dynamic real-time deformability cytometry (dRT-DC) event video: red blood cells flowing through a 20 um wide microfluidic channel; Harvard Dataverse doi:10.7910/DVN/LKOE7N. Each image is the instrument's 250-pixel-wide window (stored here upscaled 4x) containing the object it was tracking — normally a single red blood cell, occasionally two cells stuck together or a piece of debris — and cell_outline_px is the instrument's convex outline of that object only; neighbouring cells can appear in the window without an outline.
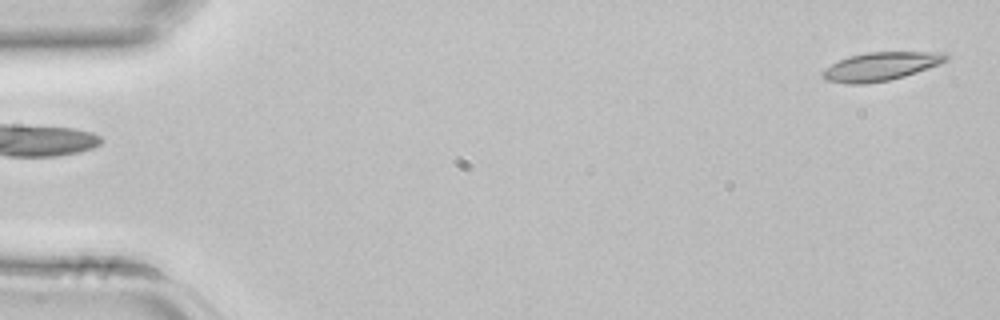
{"species": "common noctule bat (a hibernating species)", "species_latin": "Nyctalus noctula", "temperature_condition": "room temperature", "stored_images_in_passage": 3, "camera_frame_rate_fps": 3000, "um_per_image_px": 0.085, "animal": {"sex": "female", "body_mass_g": 22.7, "forearm_length_mm": 54.2}, "frame": {"image": 1, "passage_image": 1, "time_ms": 0.0, "image_size_px": [1000, 320], "cell_outline_px": [[952, 56], [948, 60], [940, 64], [904, 76], [888, 80], [864, 84], [848, 84], [824, 80], [820, 76], [820, 72], [824, 68], [848, 56], [868, 52], [948, 52]], "centroid_in_image_um": [74.86, 5.64], "position_along_channel_um": 10.1, "area_um2": 20.69}}
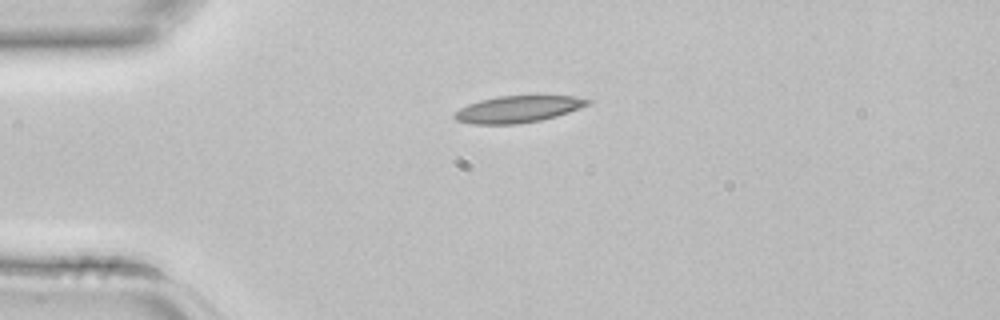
{"frame": {"image": 2, "passage_image": 3, "time_ms": 0.667, "image_size_px": [1000, 320], "cell_outline_px": [[592, 100], [588, 104], [568, 112], [556, 116], [540, 120], [516, 124], [472, 124], [456, 120], [452, 116], [452, 112], [468, 104], [480, 100], [500, 96], [572, 96]], "centroid_in_image_um": [43.95, 9.28], "position_along_channel_um": 41.0, "area_um2": 20.58}}